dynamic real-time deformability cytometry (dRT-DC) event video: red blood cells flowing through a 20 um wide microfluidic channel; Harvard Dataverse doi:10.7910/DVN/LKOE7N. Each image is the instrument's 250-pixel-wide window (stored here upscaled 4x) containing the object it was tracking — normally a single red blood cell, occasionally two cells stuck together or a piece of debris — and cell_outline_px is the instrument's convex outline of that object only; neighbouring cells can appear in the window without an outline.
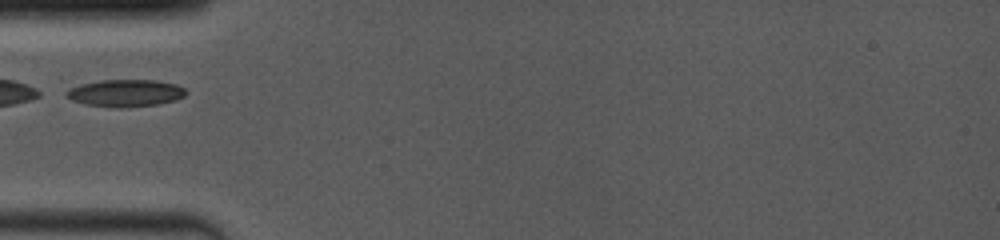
{"species": "common noctule bat (a hibernating species)", "species_latin": "Nyctalus noctula", "temperature_condition": "room temperature", "stored_images_in_passage": 22, "camera_frame_rate_fps": 4000, "um_per_image_px": 0.085, "animal": {"sex": "female", "body_mass_g": 19.0, "forearm_length_mm": 53.3}, "frame": {"image": 1, "passage_image": 1, "time_ms": 0.0, "image_size_px": [1000, 240], "cell_outline_px": [[188, 92], [184, 96], [176, 100], [160, 104], [124, 108], [116, 108], [84, 104], [72, 100], [64, 92], [68, 88], [80, 84], [104, 80], [156, 80], [176, 84], [184, 88]], "centroid_in_image_um": [10.68, 7.92], "position_along_channel_um": 74.3, "area_um2": 19.13}}